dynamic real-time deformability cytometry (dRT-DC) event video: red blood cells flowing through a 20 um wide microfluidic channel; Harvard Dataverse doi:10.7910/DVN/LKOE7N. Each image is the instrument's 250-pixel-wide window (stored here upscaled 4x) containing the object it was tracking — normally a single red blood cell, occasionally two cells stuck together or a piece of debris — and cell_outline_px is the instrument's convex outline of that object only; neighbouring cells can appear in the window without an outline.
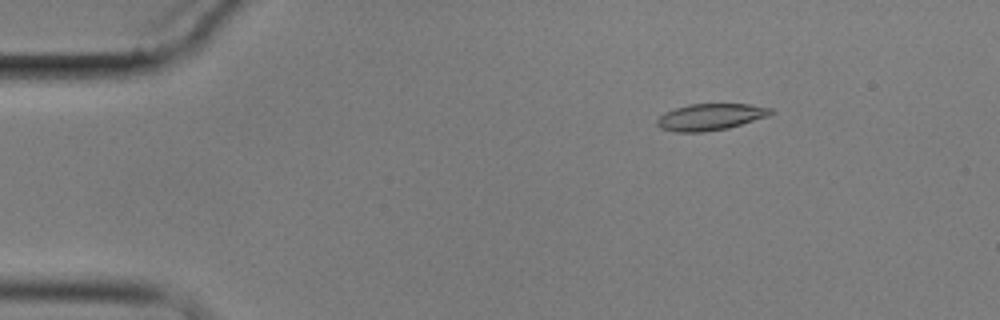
{"species": "common noctule bat (a hibernating species)", "species_latin": "Nyctalus noctula", "temperature_condition": "cold", "stored_images_in_passage": 5, "camera_frame_rate_fps": 3000, "um_per_image_px": 0.085, "animal": {"sex": "male", "body_mass_g": 17.9}, "frame": {"image": 1, "passage_image": 3, "time_ms": 2.333, "image_size_px": [1000, 320], "cell_outline_px": [[776, 112], [768, 116], [728, 128], [704, 132], [676, 132], [660, 128], [656, 124], [656, 120], [664, 112], [688, 104], [748, 104], [772, 108]], "centroid_in_image_um": [60.38, 9.94], "position_along_channel_um": 24.6, "area_um2": 17.69}}